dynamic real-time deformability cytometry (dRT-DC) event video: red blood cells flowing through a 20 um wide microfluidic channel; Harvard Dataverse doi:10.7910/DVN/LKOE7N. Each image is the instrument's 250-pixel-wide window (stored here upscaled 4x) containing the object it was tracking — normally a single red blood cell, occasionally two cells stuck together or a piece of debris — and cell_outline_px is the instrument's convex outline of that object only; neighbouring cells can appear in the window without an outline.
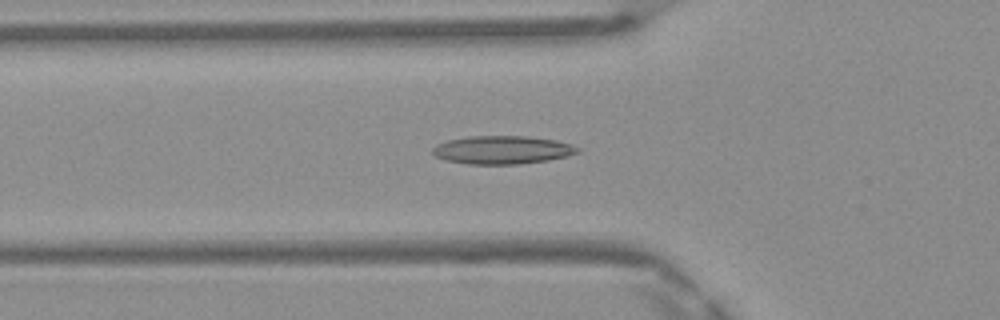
{"species": "Egyptian fruit bat (a non-hibernating species)", "species_latin": "Rousettus aegyptiacus", "temperature_condition": "warm", "stored_images_in_passage": 50, "segment_of_instrument_passage": [1, 2], "camera_frame_rate_fps": 3000, "um_per_image_px": 0.085, "frame": {"image": 1, "passage_image": 17, "time_ms": 5.333, "image_size_px": [1000, 320], "cell_outline_px": [[580, 152], [568, 156], [548, 160], [520, 164], [468, 164], [444, 160], [436, 156], [432, 152], [432, 148], [436, 144], [448, 140], [468, 136], [524, 136], [556, 140], [572, 144], [580, 148]], "centroid_in_image_um": [42.7, 12.74], "position_along_channel_um": 83.1, "area_um2": 23.99}}
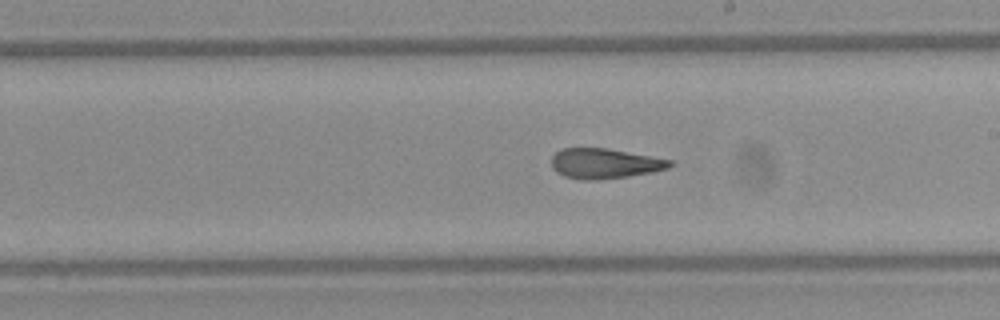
{"frame": {"image": 2, "passage_image": 28, "time_ms": 9.0, "image_size_px": [1000, 320], "cell_outline_px": [[676, 164], [668, 168], [652, 172], [628, 176], [596, 180], [580, 180], [564, 176], [556, 172], [552, 168], [552, 156], [560, 148], [608, 148], [672, 160]], "centroid_in_image_um": [51.39, 13.89], "position_along_channel_um": 237.6, "area_um2": 20.92}}
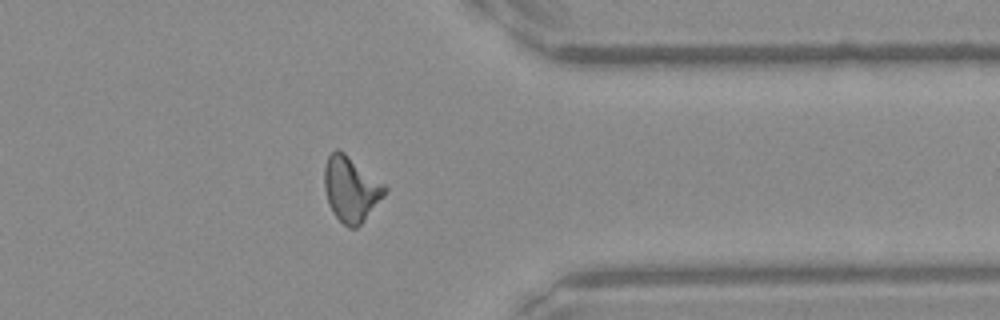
{"frame": {"image": 3, "passage_image": 39, "time_ms": 12.667, "image_size_px": [1000, 320], "cell_outline_px": [[388, 192], [364, 220], [356, 228], [348, 228], [332, 212], [328, 204], [324, 188], [324, 164], [328, 156], [336, 148], [344, 152], [384, 184], [388, 188]], "centroid_in_image_um": [29.82, 16.07], "position_along_channel_um": 381.6, "area_um2": 22.95}}